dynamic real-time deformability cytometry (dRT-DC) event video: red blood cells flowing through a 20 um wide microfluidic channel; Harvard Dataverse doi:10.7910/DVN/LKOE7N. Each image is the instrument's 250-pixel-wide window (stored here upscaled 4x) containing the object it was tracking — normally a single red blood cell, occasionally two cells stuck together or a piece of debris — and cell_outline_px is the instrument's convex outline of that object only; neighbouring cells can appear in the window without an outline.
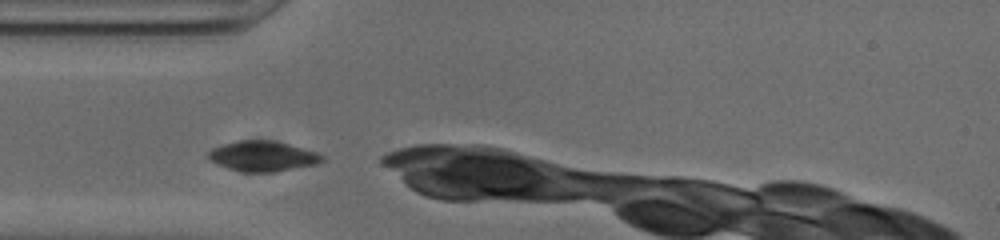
{"species": "common noctule bat (a hibernating species)", "species_latin": "Nyctalus noctula", "temperature_condition": "cold", "stored_images_in_passage": 40, "camera_frame_rate_fps": 3000, "um_per_image_px": 0.085, "animal": {"sex": "male", "body_mass_g": 20.0, "forearm_length_mm": 53.3}, "frame": {"image": 1, "passage_image": 1, "time_ms": 0.0, "image_size_px": [1000, 240], "cell_outline_px": [[324, 160], [316, 164], [276, 172], [244, 172], [228, 168], [216, 164], [208, 160], [208, 152], [212, 148], [220, 144], [236, 140], [268, 140], [288, 144], [316, 152], [324, 156]], "centroid_in_image_um": [22.28, 13.27], "position_along_channel_um": 62.7, "area_um2": 20.17}}
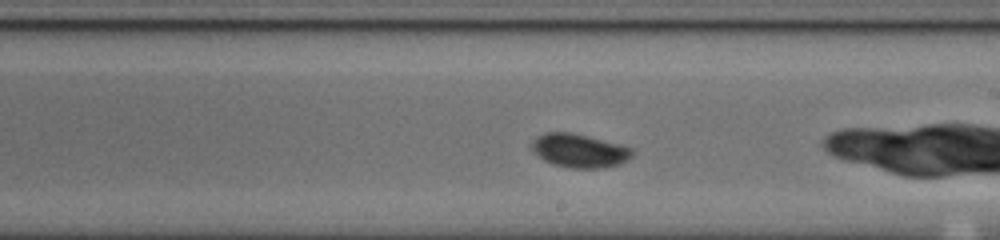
{"frame": {"image": 2, "passage_image": 15, "time_ms": 4.667, "image_size_px": [1000, 240], "cell_outline_px": [[636, 152], [628, 160], [620, 164], [604, 168], [572, 168], [552, 164], [544, 160], [532, 148], [532, 140], [544, 132], [572, 132], [620, 144], [632, 148]], "centroid_in_image_um": [49.3, 12.8], "position_along_channel_um": 239.7, "area_um2": 19.77}}
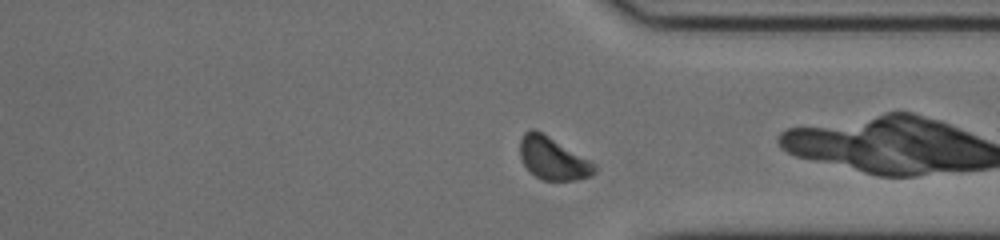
{"frame": {"image": 3, "passage_image": 25, "time_ms": 8.0, "image_size_px": [1000, 240], "cell_outline_px": [[596, 172], [592, 176], [576, 180], [544, 180], [536, 176], [524, 164], [520, 156], [520, 140], [524, 132], [532, 128], [548, 136], [596, 164]], "centroid_in_image_um": [47.0, 13.48], "position_along_channel_um": 364.4, "area_um2": 18.15}, "authors_computed_cell_mechanics": {"area_um2": 18.5827, "velocity_mm_per_s": 3.7914, "shape_relaxation_time_tau1_ms": 5.5341, "shape_relaxation_time_tau2_ms": null, "deformation_change_tau1": 0.1361, "deformation_change_tau2": null}}